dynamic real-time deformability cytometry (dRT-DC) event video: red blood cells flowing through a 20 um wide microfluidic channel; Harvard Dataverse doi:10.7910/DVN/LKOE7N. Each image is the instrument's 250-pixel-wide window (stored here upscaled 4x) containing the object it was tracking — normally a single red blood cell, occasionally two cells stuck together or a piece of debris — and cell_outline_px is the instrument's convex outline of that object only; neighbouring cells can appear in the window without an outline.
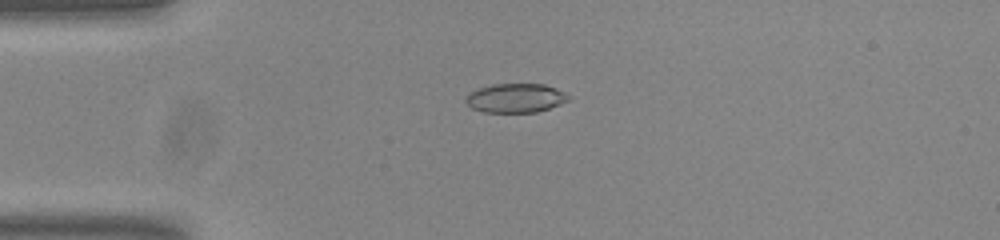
{"species": "common noctule bat (a hibernating species)", "species_latin": "Nyctalus noctula", "temperature_condition": "room temperature", "stored_images_in_passage": 55, "camera_frame_rate_fps": 3000, "um_per_image_px": 0.085, "animal": {"sex": "male", "body_mass_g": 20.0, "forearm_length_mm": 53.3}, "frame": {"image": 1, "passage_image": 14, "time_ms": 4.333, "image_size_px": [1000, 240], "cell_outline_px": [[572, 96], [568, 100], [560, 104], [536, 112], [484, 112], [472, 108], [464, 100], [464, 96], [480, 88], [492, 84], [544, 84], [556, 88]], "centroid_in_image_um": [43.83, 8.33], "position_along_channel_um": 41.2, "area_um2": 17.34}}
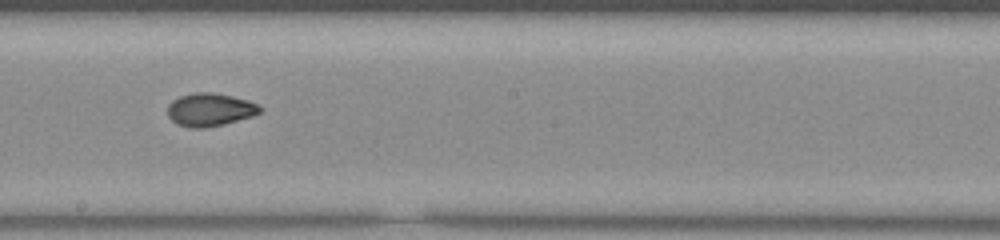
{"frame": {"image": 2, "passage_image": 31, "time_ms": 10.0, "image_size_px": [1000, 240], "cell_outline_px": [[264, 108], [260, 112], [252, 116], [224, 124], [204, 128], [188, 128], [176, 124], [168, 116], [168, 104], [172, 100], [180, 96], [196, 92], [212, 92], [232, 96], [248, 100]], "centroid_in_image_um": [17.83, 9.32], "position_along_channel_um": 230.4, "area_um2": 17.86}}
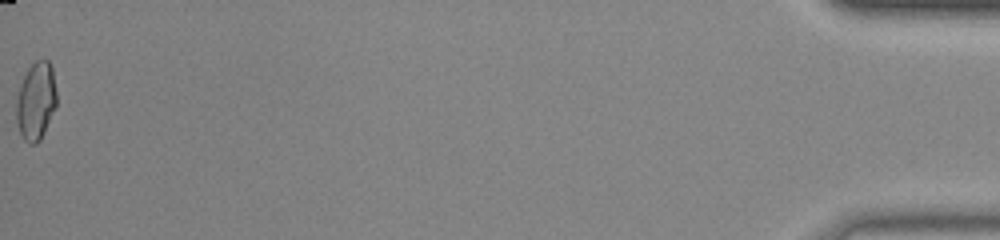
{"frame": {"image": 3, "passage_image": 55, "time_ms": 18.0, "image_size_px": [1000, 240], "cell_outline_px": [[56, 108], [40, 140], [36, 144], [28, 144], [24, 140], [20, 132], [16, 120], [16, 100], [20, 84], [28, 68], [36, 60], [44, 56], [48, 60], [52, 68], [56, 92]], "centroid_in_image_um": [3.06, 8.57], "position_along_channel_um": 432.1, "area_um2": 18.5}, "authors_computed_cell_mechanics": {"area_um2": 17.8602, "velocity_mm_per_s": 3.7949, "shape_relaxation_time_tau1_ms": 7.2676, "shape_relaxation_time_tau2_ms": 2.3271, "deformation_change_tau1": 0.1788, "deformation_change_tau2": 0.0511}}